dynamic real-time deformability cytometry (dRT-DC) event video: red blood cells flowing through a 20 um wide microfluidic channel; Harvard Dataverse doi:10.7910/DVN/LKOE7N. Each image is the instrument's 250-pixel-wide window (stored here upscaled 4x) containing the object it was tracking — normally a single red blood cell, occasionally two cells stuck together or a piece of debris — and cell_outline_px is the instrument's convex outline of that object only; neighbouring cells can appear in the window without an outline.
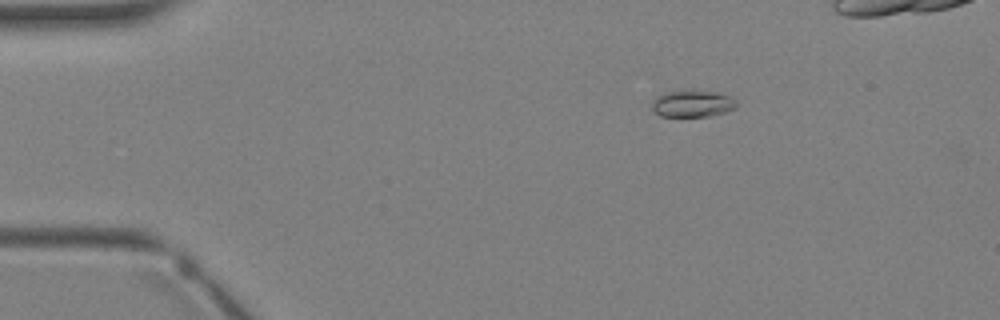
{"species": "Egyptian fruit bat (a non-hibernating species)", "species_latin": "Rousettus aegyptiacus", "temperature_condition": "warm", "stored_images_in_passage": 3, "camera_frame_rate_fps": 3000, "um_per_image_px": 0.085, "animal": {"sex": "female"}, "frame": {"image": 1, "passage_image": 1, "time_ms": 0.0, "image_size_px": [1000, 320], "cell_outline_px": [[736, 108], [712, 116], [660, 116], [652, 108], [652, 100], [656, 96], [664, 92], [680, 88], [688, 88], [716, 92], [732, 96], [736, 100]], "centroid_in_image_um": [58.85, 8.76], "position_along_channel_um": 26.2, "area_um2": 13.81}}